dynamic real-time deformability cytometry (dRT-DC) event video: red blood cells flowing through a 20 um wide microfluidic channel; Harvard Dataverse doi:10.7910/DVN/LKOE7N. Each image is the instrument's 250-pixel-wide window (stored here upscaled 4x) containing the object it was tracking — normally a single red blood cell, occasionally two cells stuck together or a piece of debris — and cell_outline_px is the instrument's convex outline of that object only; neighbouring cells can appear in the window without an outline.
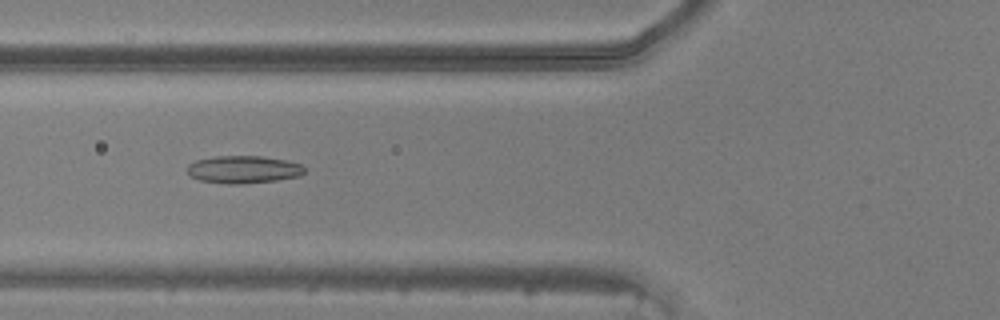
{"species": "common noctule bat (a hibernating species)", "species_latin": "Nyctalus noctula", "temperature_condition": "warm", "stored_images_in_passage": 36, "camera_frame_rate_fps": 3000, "um_per_image_px": 0.085, "animal": {"sex": "male", "body_mass_g": 20.5, "forearm_length_mm": 52.5}, "frame": {"image": 1, "passage_image": 6, "time_ms": 1.667, "image_size_px": [1000, 320], "cell_outline_px": [[304, 172], [300, 176], [276, 180], [240, 184], [228, 184], [200, 180], [192, 176], [188, 172], [188, 164], [196, 160], [216, 156], [260, 156], [288, 160], [300, 164], [304, 168]], "centroid_in_image_um": [20.7, 14.4], "position_along_channel_um": 105.1, "area_um2": 18.73}}
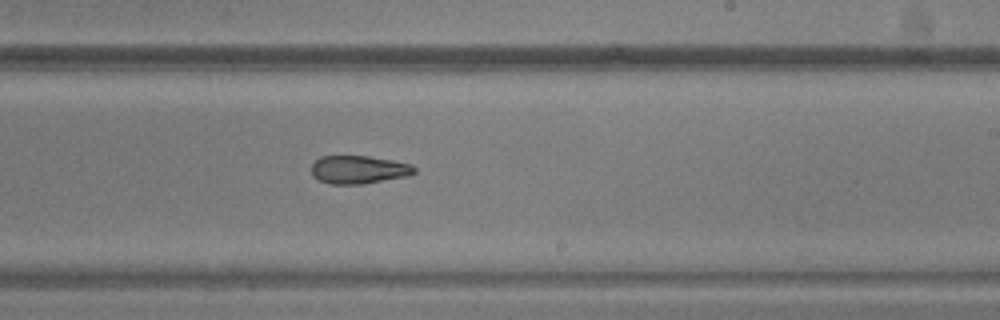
{"frame": {"image": 2, "passage_image": 17, "time_ms": 5.333, "image_size_px": [1000, 320], "cell_outline_px": [[416, 172], [408, 176], [364, 184], [332, 184], [320, 180], [312, 176], [312, 164], [320, 156], [368, 156], [392, 160], [412, 164], [416, 168]], "centroid_in_image_um": [30.51, 14.42], "position_along_channel_um": 258.5, "area_um2": 16.94}}
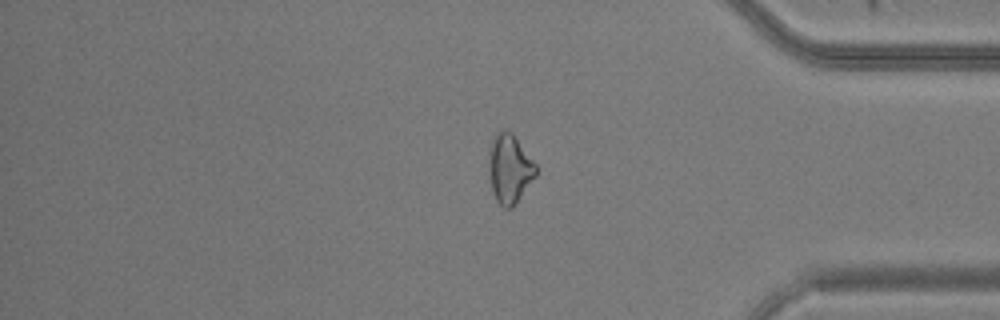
{"frame": {"image": 3, "passage_image": 28, "time_ms": 9.0, "image_size_px": [1000, 320], "cell_outline_px": [[536, 176], [516, 200], [508, 208], [504, 208], [496, 200], [492, 192], [488, 168], [488, 152], [492, 140], [496, 132], [504, 128], [512, 132], [536, 164]], "centroid_in_image_um": [43.27, 14.27], "position_along_channel_um": 391.9, "area_um2": 18.79}}